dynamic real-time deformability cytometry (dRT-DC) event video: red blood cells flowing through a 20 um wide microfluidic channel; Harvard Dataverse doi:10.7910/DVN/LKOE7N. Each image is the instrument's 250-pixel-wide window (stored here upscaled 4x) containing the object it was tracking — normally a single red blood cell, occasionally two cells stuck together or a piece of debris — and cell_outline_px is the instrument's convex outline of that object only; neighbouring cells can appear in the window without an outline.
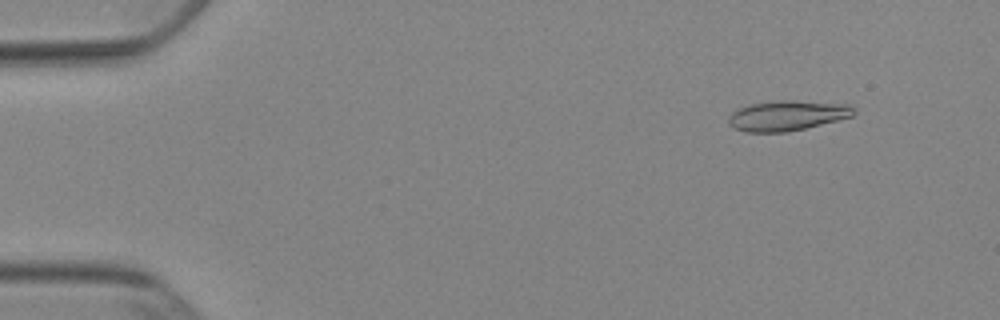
{"species": "Egyptian fruit bat (a non-hibernating species)", "species_latin": "Rousettus aegyptiacus", "temperature_condition": "cold", "stored_images_in_passage": 6, "camera_frame_rate_fps": 3000, "um_per_image_px": 0.085, "animal": {"sex": "female"}, "frame": {"image": 1, "passage_image": 6, "time_ms": 1.667, "image_size_px": [1000, 320], "cell_outline_px": [[856, 112], [852, 116], [788, 132], [744, 132], [728, 124], [728, 116], [732, 112], [740, 108], [752, 104], [780, 100], [792, 100], [852, 104], [856, 108]], "centroid_in_image_um": [66.94, 9.81], "position_along_channel_um": 18.1, "area_um2": 21.96}}